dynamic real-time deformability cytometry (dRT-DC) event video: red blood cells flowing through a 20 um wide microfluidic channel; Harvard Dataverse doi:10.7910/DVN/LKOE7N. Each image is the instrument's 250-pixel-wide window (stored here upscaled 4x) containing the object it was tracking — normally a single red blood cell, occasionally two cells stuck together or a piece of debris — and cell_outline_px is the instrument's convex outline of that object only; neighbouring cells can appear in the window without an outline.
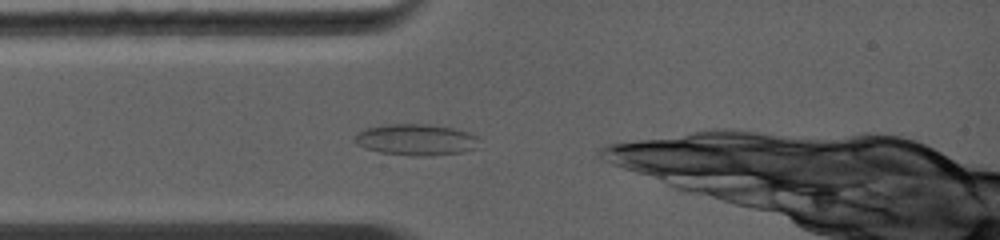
{"species": "common noctule bat (a hibernating species)", "species_latin": "Nyctalus noctula", "temperature_condition": "warm", "stored_images_in_passage": 15, "camera_frame_rate_fps": 5000, "um_per_image_px": 0.085, "animal": {"sex": "female", "body_mass_g": 19.0, "forearm_length_mm": 56.7}, "frame": {"image": 1, "passage_image": 2, "time_ms": 0.4, "image_size_px": [1000, 240], "cell_outline_px": [[480, 148], [464, 152], [432, 156], [412, 156], [380, 152], [364, 148], [356, 144], [356, 136], [364, 128], [388, 124], [428, 124], [452, 128], [468, 132], [480, 136]], "centroid_in_image_um": [35.46, 11.89], "position_along_channel_um": 49.5, "area_um2": 23.06}}
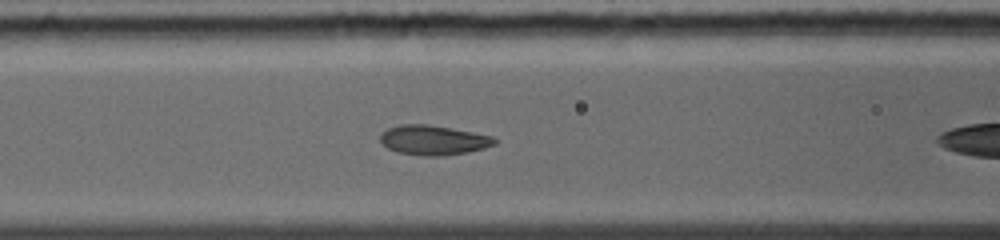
{"frame": {"image": 2, "passage_image": 10, "time_ms": 2.2, "image_size_px": [1000, 240], "cell_outline_px": [[496, 144], [484, 148], [468, 152], [440, 156], [424, 156], [396, 152], [388, 148], [380, 140], [380, 136], [388, 128], [400, 124], [428, 124], [472, 132], [492, 136], [496, 140]], "centroid_in_image_um": [36.83, 11.91], "position_along_channel_um": 129.8, "area_um2": 19.65}}
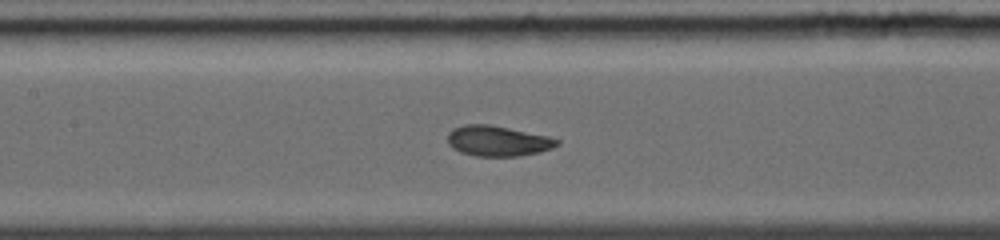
{"frame": {"image": 3, "passage_image": 13, "time_ms": 3.0, "image_size_px": [1000, 240], "cell_outline_px": [[560, 144], [552, 148], [540, 152], [520, 156], [476, 156], [460, 152], [452, 148], [448, 144], [448, 132], [452, 128], [464, 124], [488, 124], [548, 136], [560, 140]], "centroid_in_image_um": [42.29, 11.98], "position_along_channel_um": 165.1, "area_um2": 19.48}}